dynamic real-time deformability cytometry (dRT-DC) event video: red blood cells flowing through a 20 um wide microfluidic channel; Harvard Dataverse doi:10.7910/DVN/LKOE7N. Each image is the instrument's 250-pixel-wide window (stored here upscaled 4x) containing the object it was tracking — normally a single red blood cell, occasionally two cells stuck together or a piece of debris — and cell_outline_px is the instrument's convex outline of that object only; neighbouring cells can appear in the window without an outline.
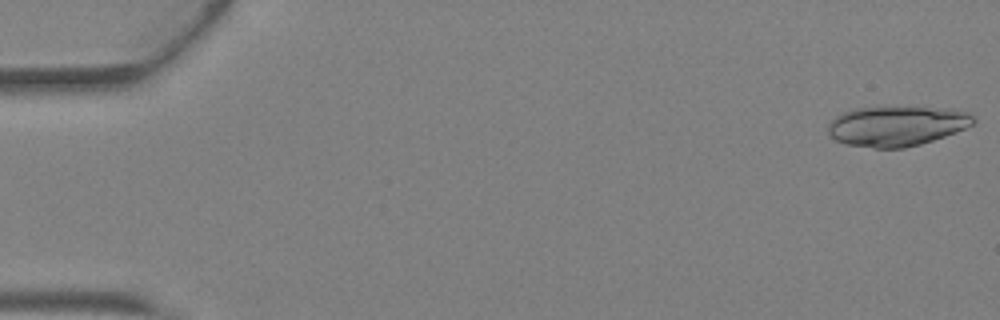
{"species": "Egyptian fruit bat (a non-hibernating species)", "species_latin": "Rousettus aegyptiacus", "temperature_condition": "warm", "stored_images_in_passage": 42, "segment_of_instrument_passage": [1, 2], "camera_frame_rate_fps": 3000, "um_per_image_px": 0.085, "animal": {"sex": "female"}, "frame": {"image": 1, "passage_image": 1, "time_ms": 0.0, "image_size_px": [1000, 320], "cell_outline_px": [[976, 120], [972, 124], [956, 132], [920, 144], [904, 148], [876, 148], [848, 144], [836, 140], [828, 136], [828, 124], [836, 116], [852, 108], [884, 104], [948, 108], [968, 112]], "centroid_in_image_um": [76.19, 10.65], "position_along_channel_um": 8.8, "area_um2": 34.85}}